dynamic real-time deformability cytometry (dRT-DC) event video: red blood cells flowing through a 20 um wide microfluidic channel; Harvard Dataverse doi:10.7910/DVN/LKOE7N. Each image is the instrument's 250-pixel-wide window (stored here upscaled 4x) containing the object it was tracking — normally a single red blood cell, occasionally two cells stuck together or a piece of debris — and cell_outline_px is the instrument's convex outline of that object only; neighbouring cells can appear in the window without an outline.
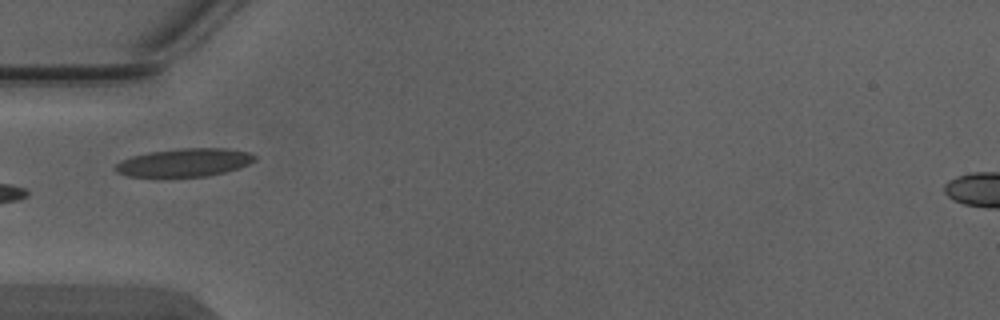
{"species": "Egyptian fruit bat (a non-hibernating species)", "species_latin": "Rousettus aegyptiacus", "temperature_condition": "warm", "stored_images_in_passage": 4, "camera_frame_rate_fps": 3000, "um_per_image_px": 0.085, "animal": {"sex": "male"}, "frame": {"image": 1, "passage_image": 4, "time_ms": 1.0, "image_size_px": [1000, 320], "cell_outline_px": [[256, 160], [240, 168], [208, 176], [128, 176], [116, 172], [112, 168], [120, 160], [132, 156], [148, 152], [180, 148], [224, 148], [252, 152], [256, 156]], "centroid_in_image_um": [15.68, 13.8], "position_along_channel_um": 69.3, "area_um2": 22.95}}